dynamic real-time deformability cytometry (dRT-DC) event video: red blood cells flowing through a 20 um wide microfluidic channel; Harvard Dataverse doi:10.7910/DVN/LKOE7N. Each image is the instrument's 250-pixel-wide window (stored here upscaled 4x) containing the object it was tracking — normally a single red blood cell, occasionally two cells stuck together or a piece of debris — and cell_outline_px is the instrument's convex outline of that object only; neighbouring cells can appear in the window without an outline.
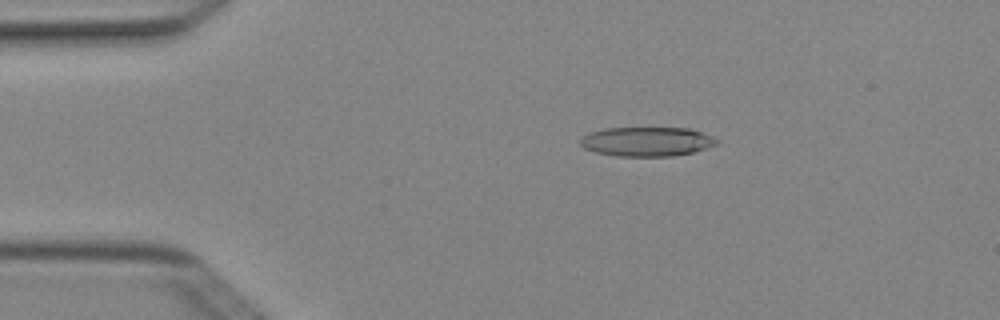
{"species": "Egyptian fruit bat (a non-hibernating species)", "species_latin": "Rousettus aegyptiacus", "temperature_condition": "cold", "stored_images_in_passage": 4, "camera_frame_rate_fps": 3000, "um_per_image_px": 0.085, "animal": {"sex": "female"}, "frame": {"image": 1, "passage_image": 3, "time_ms": 0.667, "image_size_px": [1000, 320], "cell_outline_px": [[720, 144], [692, 152], [676, 156], [616, 156], [596, 152], [584, 148], [580, 144], [580, 136], [588, 132], [604, 128], [688, 128], [704, 132], [720, 140]], "centroid_in_image_um": [54.99, 12.03], "position_along_channel_um": 30.0, "area_um2": 23.64}}
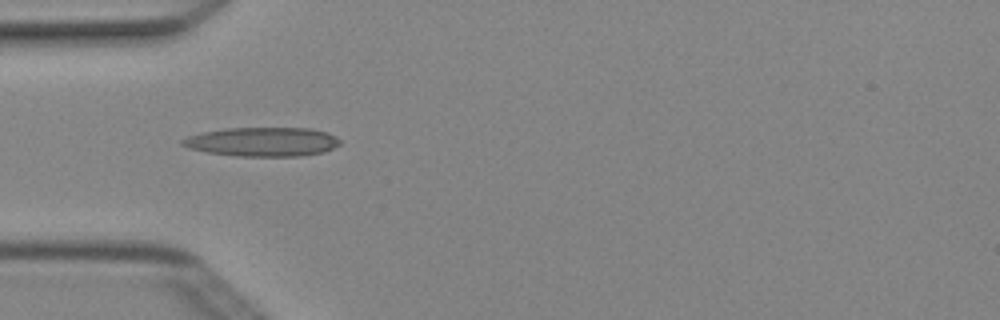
{"frame": {"image": 2, "passage_image": 4, "time_ms": 1.0, "image_size_px": [1000, 320], "cell_outline_px": [[340, 144], [324, 152], [300, 156], [236, 156], [208, 152], [188, 148], [180, 144], [180, 140], [188, 136], [204, 132], [228, 128], [312, 128], [328, 132], [336, 136], [340, 140]], "centroid_in_image_um": [22.33, 12.05], "position_along_channel_um": 62.7, "area_um2": 26.76}}